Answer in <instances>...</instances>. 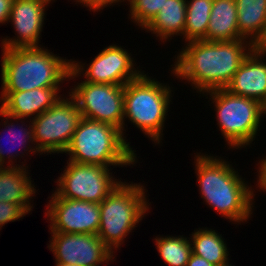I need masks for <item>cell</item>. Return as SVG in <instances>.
<instances>
[{
	"label": "cell",
	"instance_id": "6da1fadb",
	"mask_svg": "<svg viewBox=\"0 0 266 266\" xmlns=\"http://www.w3.org/2000/svg\"><path fill=\"white\" fill-rule=\"evenodd\" d=\"M179 52L171 72L187 80L201 94L225 89L244 59L255 48L246 39L186 43ZM248 49V50H247Z\"/></svg>",
	"mask_w": 266,
	"mask_h": 266
},
{
	"label": "cell",
	"instance_id": "7a4b0ae2",
	"mask_svg": "<svg viewBox=\"0 0 266 266\" xmlns=\"http://www.w3.org/2000/svg\"><path fill=\"white\" fill-rule=\"evenodd\" d=\"M206 155L197 153L194 162L202 199L230 222H246L253 213L254 189L228 161Z\"/></svg>",
	"mask_w": 266,
	"mask_h": 266
},
{
	"label": "cell",
	"instance_id": "3957f363",
	"mask_svg": "<svg viewBox=\"0 0 266 266\" xmlns=\"http://www.w3.org/2000/svg\"><path fill=\"white\" fill-rule=\"evenodd\" d=\"M1 92L59 87L68 78L71 60L41 47L2 49Z\"/></svg>",
	"mask_w": 266,
	"mask_h": 266
},
{
	"label": "cell",
	"instance_id": "277c9868",
	"mask_svg": "<svg viewBox=\"0 0 266 266\" xmlns=\"http://www.w3.org/2000/svg\"><path fill=\"white\" fill-rule=\"evenodd\" d=\"M125 140L115 126L81 118L65 153L68 161L81 164L131 166L137 154Z\"/></svg>",
	"mask_w": 266,
	"mask_h": 266
},
{
	"label": "cell",
	"instance_id": "5b68a950",
	"mask_svg": "<svg viewBox=\"0 0 266 266\" xmlns=\"http://www.w3.org/2000/svg\"><path fill=\"white\" fill-rule=\"evenodd\" d=\"M171 87L147 76L144 71L124 85V118L142 130L154 143L162 142L163 128L171 101Z\"/></svg>",
	"mask_w": 266,
	"mask_h": 266
},
{
	"label": "cell",
	"instance_id": "8992f818",
	"mask_svg": "<svg viewBox=\"0 0 266 266\" xmlns=\"http://www.w3.org/2000/svg\"><path fill=\"white\" fill-rule=\"evenodd\" d=\"M145 192L144 185L120 182L99 204L97 235L113 253L148 212L150 204Z\"/></svg>",
	"mask_w": 266,
	"mask_h": 266
},
{
	"label": "cell",
	"instance_id": "52a82bcc",
	"mask_svg": "<svg viewBox=\"0 0 266 266\" xmlns=\"http://www.w3.org/2000/svg\"><path fill=\"white\" fill-rule=\"evenodd\" d=\"M210 95L216 111L219 129L230 148H243L256 138L258 127L266 114L260 102L233 95L226 89L205 92Z\"/></svg>",
	"mask_w": 266,
	"mask_h": 266
},
{
	"label": "cell",
	"instance_id": "ba28073f",
	"mask_svg": "<svg viewBox=\"0 0 266 266\" xmlns=\"http://www.w3.org/2000/svg\"><path fill=\"white\" fill-rule=\"evenodd\" d=\"M63 98V99H62ZM60 98L48 110L32 118L34 145L40 153H64L80 121L76 101Z\"/></svg>",
	"mask_w": 266,
	"mask_h": 266
},
{
	"label": "cell",
	"instance_id": "9c48e42d",
	"mask_svg": "<svg viewBox=\"0 0 266 266\" xmlns=\"http://www.w3.org/2000/svg\"><path fill=\"white\" fill-rule=\"evenodd\" d=\"M65 167L56 181L55 193L61 198L100 204L121 182L108 167L101 165L67 160Z\"/></svg>",
	"mask_w": 266,
	"mask_h": 266
},
{
	"label": "cell",
	"instance_id": "30bf717a",
	"mask_svg": "<svg viewBox=\"0 0 266 266\" xmlns=\"http://www.w3.org/2000/svg\"><path fill=\"white\" fill-rule=\"evenodd\" d=\"M77 103L82 118L103 122L120 129L124 139V86L77 83L68 93Z\"/></svg>",
	"mask_w": 266,
	"mask_h": 266
},
{
	"label": "cell",
	"instance_id": "8fae6325",
	"mask_svg": "<svg viewBox=\"0 0 266 266\" xmlns=\"http://www.w3.org/2000/svg\"><path fill=\"white\" fill-rule=\"evenodd\" d=\"M132 59L126 49L116 44L109 45L95 56L86 70L81 62L71 59L68 81L82 74L86 78L84 82L124 86L143 73L135 69Z\"/></svg>",
	"mask_w": 266,
	"mask_h": 266
},
{
	"label": "cell",
	"instance_id": "7c38bea8",
	"mask_svg": "<svg viewBox=\"0 0 266 266\" xmlns=\"http://www.w3.org/2000/svg\"><path fill=\"white\" fill-rule=\"evenodd\" d=\"M48 248L55 263L63 265L100 266L113 261L114 253L98 235L84 233L51 232Z\"/></svg>",
	"mask_w": 266,
	"mask_h": 266
},
{
	"label": "cell",
	"instance_id": "4fadbf2b",
	"mask_svg": "<svg viewBox=\"0 0 266 266\" xmlns=\"http://www.w3.org/2000/svg\"><path fill=\"white\" fill-rule=\"evenodd\" d=\"M50 198L45 213L47 220L51 221V232L97 235L100 224L98 203L61 198L54 191Z\"/></svg>",
	"mask_w": 266,
	"mask_h": 266
},
{
	"label": "cell",
	"instance_id": "5bb4252c",
	"mask_svg": "<svg viewBox=\"0 0 266 266\" xmlns=\"http://www.w3.org/2000/svg\"><path fill=\"white\" fill-rule=\"evenodd\" d=\"M51 0H13L9 21L17 38H3L2 49L40 47L45 8Z\"/></svg>",
	"mask_w": 266,
	"mask_h": 266
},
{
	"label": "cell",
	"instance_id": "9a60e30c",
	"mask_svg": "<svg viewBox=\"0 0 266 266\" xmlns=\"http://www.w3.org/2000/svg\"><path fill=\"white\" fill-rule=\"evenodd\" d=\"M266 52L255 47L244 59L225 89L233 95L254 99L266 107Z\"/></svg>",
	"mask_w": 266,
	"mask_h": 266
},
{
	"label": "cell",
	"instance_id": "2e32d148",
	"mask_svg": "<svg viewBox=\"0 0 266 266\" xmlns=\"http://www.w3.org/2000/svg\"><path fill=\"white\" fill-rule=\"evenodd\" d=\"M60 88H35L30 91L1 92L0 109L15 118H36L60 98Z\"/></svg>",
	"mask_w": 266,
	"mask_h": 266
},
{
	"label": "cell",
	"instance_id": "e0dca14e",
	"mask_svg": "<svg viewBox=\"0 0 266 266\" xmlns=\"http://www.w3.org/2000/svg\"><path fill=\"white\" fill-rule=\"evenodd\" d=\"M29 167H0V202L21 205L28 213L32 211L31 198L37 192L28 176ZM31 204V205H30Z\"/></svg>",
	"mask_w": 266,
	"mask_h": 266
},
{
	"label": "cell",
	"instance_id": "ac0fdd59",
	"mask_svg": "<svg viewBox=\"0 0 266 266\" xmlns=\"http://www.w3.org/2000/svg\"><path fill=\"white\" fill-rule=\"evenodd\" d=\"M235 1L240 35L260 47L266 39V0Z\"/></svg>",
	"mask_w": 266,
	"mask_h": 266
},
{
	"label": "cell",
	"instance_id": "d6986e66",
	"mask_svg": "<svg viewBox=\"0 0 266 266\" xmlns=\"http://www.w3.org/2000/svg\"><path fill=\"white\" fill-rule=\"evenodd\" d=\"M235 0H213L206 41L244 39L238 31Z\"/></svg>",
	"mask_w": 266,
	"mask_h": 266
},
{
	"label": "cell",
	"instance_id": "ffe728a7",
	"mask_svg": "<svg viewBox=\"0 0 266 266\" xmlns=\"http://www.w3.org/2000/svg\"><path fill=\"white\" fill-rule=\"evenodd\" d=\"M187 0H167L158 14L144 28L163 40L172 39L174 35H183L186 17Z\"/></svg>",
	"mask_w": 266,
	"mask_h": 266
},
{
	"label": "cell",
	"instance_id": "44dd1931",
	"mask_svg": "<svg viewBox=\"0 0 266 266\" xmlns=\"http://www.w3.org/2000/svg\"><path fill=\"white\" fill-rule=\"evenodd\" d=\"M198 229L191 235L192 253L203 257L214 266L227 262L229 252L222 235L206 227Z\"/></svg>",
	"mask_w": 266,
	"mask_h": 266
},
{
	"label": "cell",
	"instance_id": "7402d4cb",
	"mask_svg": "<svg viewBox=\"0 0 266 266\" xmlns=\"http://www.w3.org/2000/svg\"><path fill=\"white\" fill-rule=\"evenodd\" d=\"M213 0H187L184 38L186 42L205 40Z\"/></svg>",
	"mask_w": 266,
	"mask_h": 266
},
{
	"label": "cell",
	"instance_id": "603a6c76",
	"mask_svg": "<svg viewBox=\"0 0 266 266\" xmlns=\"http://www.w3.org/2000/svg\"><path fill=\"white\" fill-rule=\"evenodd\" d=\"M0 116H2V117H4L5 119V121H4V129H6V128H8V130H7V133H9L7 136H8V138H7V143H8V141L10 142H17V143H20V145H22V146H24V152H22V155H24L23 153H26V152H28V153H26L27 155L30 153V151L32 152V154H36V153H39L38 151H37V149H36V147L34 146V147H32L31 145H30V143H32V144H34L33 142H34V137H33V127H32V121H31V119H30V122H29V126H26V127H28L27 129H25V127L23 128V125L25 124L24 123V121H23V118H15V117H13V116H11V115H9V114H7V113H5V112H3L1 109H0ZM11 119V120H10ZM15 119H16V122L17 121H19V120H21L20 122L22 123L21 125L22 126H20V125H18L19 126V130H17L16 131V125L14 124V122H12L13 120L15 121ZM9 120H10V124L8 123L9 122ZM12 122V123H11ZM7 125V126H6ZM22 128V129H21ZM17 129H18V127H17ZM10 135V136H9ZM22 137V138H21ZM5 138V137H4ZM9 139V140H8ZM1 143V142H0ZM26 143H29V145L28 146H26L25 144ZM3 145V144H2ZM2 145L0 144V166H6V165H3V164H6V159L8 158V163H10L8 166H24V167H27L26 166V164H22V165H20V164H16V165H14V163H13V159L14 158H16L17 156H19L20 154L19 153H17V152H19V151H15V152H13V151H11L12 150V148L11 149H9L8 151H4V149H3V147H2ZM19 145V144H18ZM14 146H16V144L14 145ZM21 146V147H22ZM18 147V146H17ZM19 148V147H18ZM33 148V149H32ZM29 149V150H28ZM6 150V149H5ZM13 150H16L15 148H13ZM10 151H11V153H10ZM26 151V152H25ZM14 154H13V153ZM7 153V155H5ZM15 153H16V155H15ZM16 156V157H15ZM10 157V158H9ZM12 158V159H11ZM5 162V163H4Z\"/></svg>",
	"mask_w": 266,
	"mask_h": 266
},
{
	"label": "cell",
	"instance_id": "cb8c5ba5",
	"mask_svg": "<svg viewBox=\"0 0 266 266\" xmlns=\"http://www.w3.org/2000/svg\"><path fill=\"white\" fill-rule=\"evenodd\" d=\"M155 245L161 258L169 266H186L192 253L190 239L178 236L156 237Z\"/></svg>",
	"mask_w": 266,
	"mask_h": 266
},
{
	"label": "cell",
	"instance_id": "d4e9b609",
	"mask_svg": "<svg viewBox=\"0 0 266 266\" xmlns=\"http://www.w3.org/2000/svg\"><path fill=\"white\" fill-rule=\"evenodd\" d=\"M126 1V0H125ZM167 0H128L132 22L144 28L153 20Z\"/></svg>",
	"mask_w": 266,
	"mask_h": 266
},
{
	"label": "cell",
	"instance_id": "484cf974",
	"mask_svg": "<svg viewBox=\"0 0 266 266\" xmlns=\"http://www.w3.org/2000/svg\"><path fill=\"white\" fill-rule=\"evenodd\" d=\"M28 212L19 204L0 202V229L8 222L20 220Z\"/></svg>",
	"mask_w": 266,
	"mask_h": 266
},
{
	"label": "cell",
	"instance_id": "4316f807",
	"mask_svg": "<svg viewBox=\"0 0 266 266\" xmlns=\"http://www.w3.org/2000/svg\"><path fill=\"white\" fill-rule=\"evenodd\" d=\"M78 2V4L82 3L81 5H84L85 7H89V10L91 9L93 12L103 10L104 8L111 6L112 4H118L119 2H122L124 0H74Z\"/></svg>",
	"mask_w": 266,
	"mask_h": 266
},
{
	"label": "cell",
	"instance_id": "83f0119b",
	"mask_svg": "<svg viewBox=\"0 0 266 266\" xmlns=\"http://www.w3.org/2000/svg\"><path fill=\"white\" fill-rule=\"evenodd\" d=\"M260 164V165H259ZM258 176H257V184L258 187L263 190L264 192L266 191V156L265 158L261 159L258 163Z\"/></svg>",
	"mask_w": 266,
	"mask_h": 266
},
{
	"label": "cell",
	"instance_id": "f1b7e54d",
	"mask_svg": "<svg viewBox=\"0 0 266 266\" xmlns=\"http://www.w3.org/2000/svg\"><path fill=\"white\" fill-rule=\"evenodd\" d=\"M13 0H0V23H8Z\"/></svg>",
	"mask_w": 266,
	"mask_h": 266
},
{
	"label": "cell",
	"instance_id": "f546056e",
	"mask_svg": "<svg viewBox=\"0 0 266 266\" xmlns=\"http://www.w3.org/2000/svg\"><path fill=\"white\" fill-rule=\"evenodd\" d=\"M186 266H214L203 257L191 253L189 261Z\"/></svg>",
	"mask_w": 266,
	"mask_h": 266
},
{
	"label": "cell",
	"instance_id": "4dcf8cb0",
	"mask_svg": "<svg viewBox=\"0 0 266 266\" xmlns=\"http://www.w3.org/2000/svg\"><path fill=\"white\" fill-rule=\"evenodd\" d=\"M260 48L266 52V39L265 41L261 44Z\"/></svg>",
	"mask_w": 266,
	"mask_h": 266
},
{
	"label": "cell",
	"instance_id": "1f68e13d",
	"mask_svg": "<svg viewBox=\"0 0 266 266\" xmlns=\"http://www.w3.org/2000/svg\"><path fill=\"white\" fill-rule=\"evenodd\" d=\"M55 266H81V265H78V264H75V265H71V264H69V265H63V264L56 263Z\"/></svg>",
	"mask_w": 266,
	"mask_h": 266
},
{
	"label": "cell",
	"instance_id": "d6a6232c",
	"mask_svg": "<svg viewBox=\"0 0 266 266\" xmlns=\"http://www.w3.org/2000/svg\"><path fill=\"white\" fill-rule=\"evenodd\" d=\"M219 266H232L231 264H229V260L227 261V262H225V263H222V264H220Z\"/></svg>",
	"mask_w": 266,
	"mask_h": 266
}]
</instances>
